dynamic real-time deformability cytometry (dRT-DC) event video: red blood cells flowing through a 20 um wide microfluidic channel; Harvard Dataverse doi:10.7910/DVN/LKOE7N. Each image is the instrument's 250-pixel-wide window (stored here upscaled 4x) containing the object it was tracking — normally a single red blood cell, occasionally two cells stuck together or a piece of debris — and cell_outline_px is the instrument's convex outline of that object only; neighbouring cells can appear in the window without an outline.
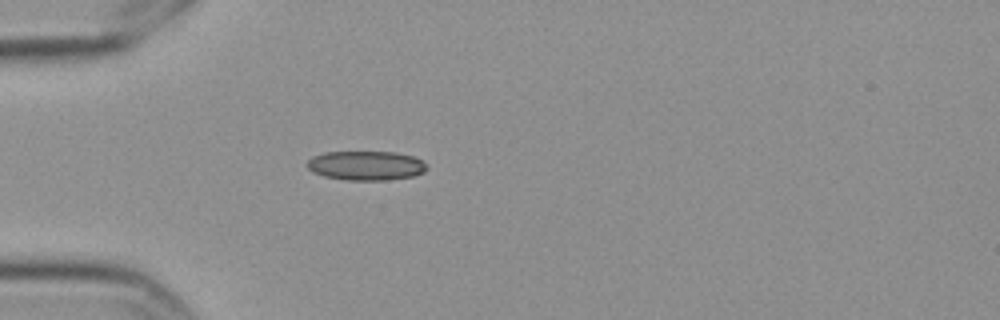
{"species": "Egyptian fruit bat (a non-hibernating species)", "species_latin": "Rousettus aegyptiacus", "temperature_condition": "cold", "stored_images_in_passage": 1, "camera_frame_rate_fps": 3000, "um_per_image_px": 0.085, "frame": {"image": 1, "passage_image": 1, "time_ms": 0.0, "image_size_px": [1000, 320], "cell_outline_px": [[428, 168], [424, 172], [412, 176], [388, 180], [344, 180], [324, 176], [312, 172], [304, 164], [312, 156], [324, 152], [396, 152], [412, 156], [424, 160], [428, 164]], "centroid_in_image_um": [31.11, 14.07], "position_along_channel_um": 53.9, "area_um2": 20.75}}